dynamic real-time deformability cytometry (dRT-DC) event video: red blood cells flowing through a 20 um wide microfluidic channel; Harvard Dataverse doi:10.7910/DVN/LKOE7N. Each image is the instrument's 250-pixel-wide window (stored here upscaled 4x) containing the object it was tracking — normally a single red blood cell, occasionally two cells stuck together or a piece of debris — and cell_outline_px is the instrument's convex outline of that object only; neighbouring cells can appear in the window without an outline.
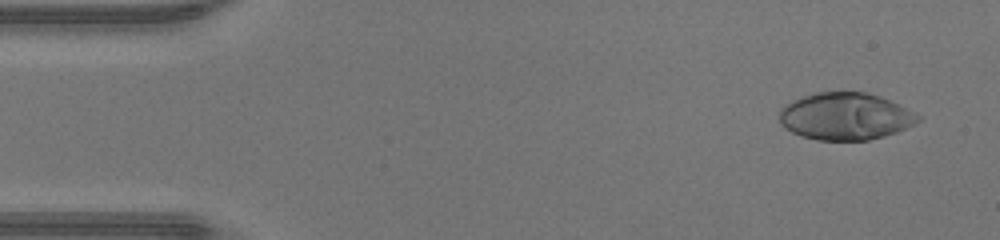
{"species": "human", "species_latin": "Homo sapiens", "temperature_condition": "warm", "stored_images_in_passage": 46, "camera_frame_rate_fps": 3000, "um_per_image_px": 0.085, "donor": {"sex": "male"}, "frame": {"image": 1, "passage_image": 3, "time_ms": 0.667, "image_size_px": [1000, 240], "cell_outline_px": [[920, 120], [896, 132], [868, 140], [816, 140], [792, 132], [780, 124], [780, 108], [792, 100], [816, 92], [864, 92], [880, 96], [920, 116]], "centroid_in_image_um": [71.8, 9.89], "position_along_channel_um": 13.2, "area_um2": 37.57}}
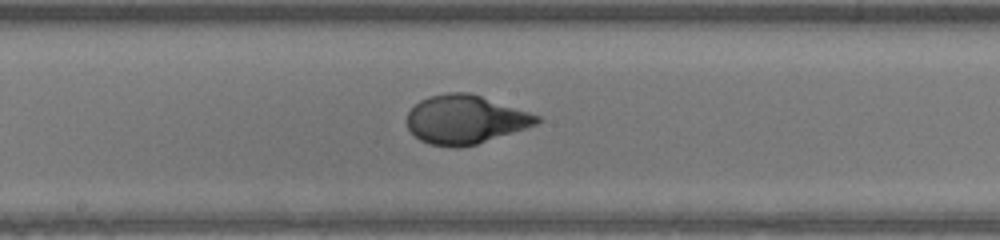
{"frame": {"image": 2, "passage_image": 24, "time_ms": 7.667, "image_size_px": [1000, 240], "cell_outline_px": [[544, 120], [536, 124], [476, 144], [456, 148], [428, 144], [420, 140], [408, 128], [408, 112], [420, 100], [428, 96], [448, 92], [468, 92], [540, 116]], "centroid_in_image_um": [39.52, 10.16], "position_along_channel_um": 208.7, "area_um2": 36.36}}
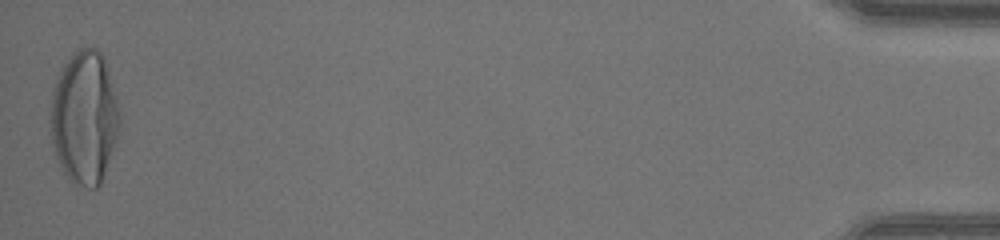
{"frame": {"image": 3, "passage_image": 46, "time_ms": 15.0, "image_size_px": [1000, 240], "cell_outline_px": [[120, 124], [100, 184], [96, 188], [88, 188], [72, 184], [64, 172], [56, 156], [52, 140], [48, 120], [52, 96], [56, 76], [64, 64], [80, 48], [96, 48], [100, 52], [104, 60], [108, 72], [116, 100], [120, 116]], "centroid_in_image_um": [7.13, 10.01], "position_along_channel_um": 428.1, "area_um2": 53.06}, "authors_computed_cell_mechanics": {"area_um2": 37.7434, "velocity_mm_per_s": 4.4147, "shape_relaxation_time_tau1_ms": 4.191, "shape_relaxation_time_tau2_ms": null, "deformation_change_tau1": 0.2806, "deformation_change_tau2": null}}